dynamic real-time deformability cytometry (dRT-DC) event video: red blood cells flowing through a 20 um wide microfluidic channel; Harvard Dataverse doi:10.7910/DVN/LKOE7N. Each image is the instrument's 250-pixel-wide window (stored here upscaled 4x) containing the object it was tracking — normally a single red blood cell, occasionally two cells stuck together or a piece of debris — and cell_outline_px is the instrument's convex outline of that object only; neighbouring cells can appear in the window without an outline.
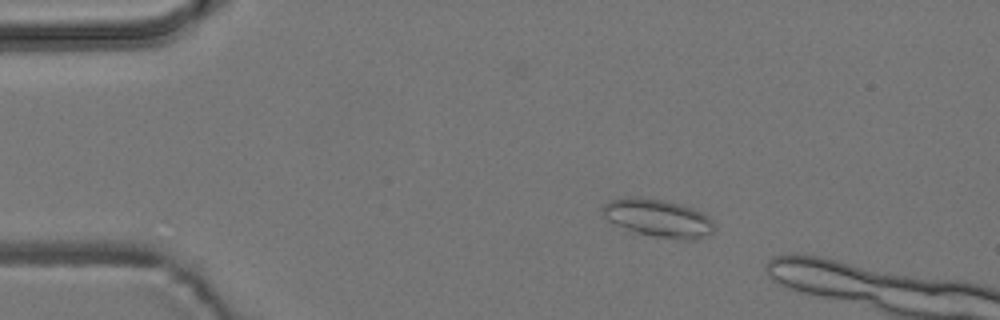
{"species": "common noctule bat (a hibernating species)", "species_latin": "Nyctalus noctula", "temperature_condition": "room temperature", "stored_images_in_passage": 4, "camera_frame_rate_fps": 3000, "um_per_image_px": 0.085, "animal": {"sex": "male", "body_mass_g": 19.2, "forearm_length_mm": 51.8}, "frame": {"image": 1, "passage_image": 2, "time_ms": 1.0, "image_size_px": [1000, 320], "cell_outline_px": [[716, 228], [708, 236], [696, 240], [680, 240], [656, 236], [640, 232], [612, 224], [604, 216], [600, 208], [604, 204], [612, 200], [640, 196], [680, 204], [692, 208], [708, 216], [712, 220]], "centroid_in_image_um": [55.98, 18.55], "position_along_channel_um": 29.0, "area_um2": 24.45}}